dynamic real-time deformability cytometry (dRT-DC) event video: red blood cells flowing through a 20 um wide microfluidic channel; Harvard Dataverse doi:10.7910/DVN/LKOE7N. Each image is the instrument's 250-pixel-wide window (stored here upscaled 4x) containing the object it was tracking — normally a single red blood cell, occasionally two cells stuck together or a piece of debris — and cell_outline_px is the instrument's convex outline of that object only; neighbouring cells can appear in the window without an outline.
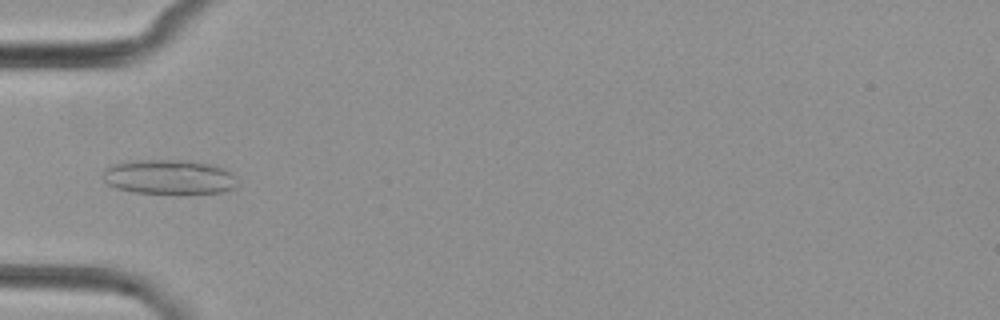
{"species": "common noctule bat (a hibernating species)", "species_latin": "Nyctalus noctula", "temperature_condition": "cold", "stored_images_in_passage": 5, "camera_frame_rate_fps": 3000, "um_per_image_px": 0.085, "animal": {"sex": "female", "body_mass_g": 29.2, "forearm_length_mm": 56.3}, "frame": {"image": 1, "passage_image": 4, "time_ms": 5.0, "image_size_px": [1000, 320], "cell_outline_px": [[236, 188], [224, 192], [188, 196], [180, 196], [132, 192], [116, 188], [108, 184], [104, 180], [104, 168], [108, 164], [132, 160], [180, 160], [216, 164], [232, 172], [236, 176]], "centroid_in_image_um": [14.42, 15.08], "position_along_channel_um": 70.6, "area_um2": 28.55}}